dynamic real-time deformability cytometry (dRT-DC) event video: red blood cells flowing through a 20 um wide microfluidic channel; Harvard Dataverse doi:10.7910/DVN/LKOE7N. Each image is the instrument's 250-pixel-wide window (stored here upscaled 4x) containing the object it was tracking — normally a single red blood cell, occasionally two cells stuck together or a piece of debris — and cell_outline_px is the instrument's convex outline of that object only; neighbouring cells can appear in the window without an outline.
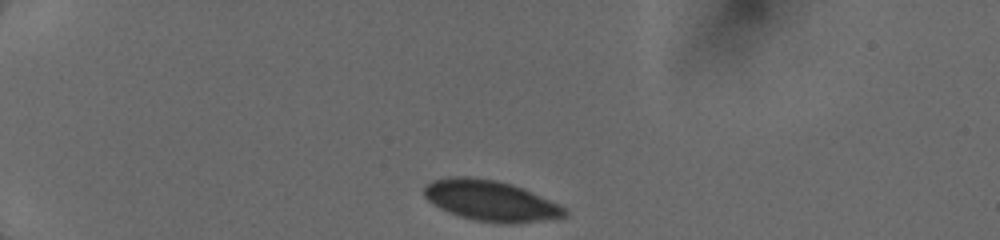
{"species": "human", "species_latin": "Homo sapiens", "temperature_condition": "cold", "stored_images_in_passage": 7, "camera_frame_rate_fps": 3000, "um_per_image_px": 0.085, "donor": {"sex": "female"}, "frame": {"image": 1, "passage_image": 1, "time_ms": 0.0, "image_size_px": [1000, 240], "cell_outline_px": [[568, 216], [520, 224], [500, 224], [476, 220], [460, 216], [448, 212], [432, 204], [424, 196], [424, 188], [432, 180], [448, 176], [468, 176], [496, 180], [520, 188], [548, 200], [564, 208], [568, 212]], "centroid_in_image_um": [41.66, 17.07], "position_along_channel_um": 43.3, "area_um2": 33.06}}